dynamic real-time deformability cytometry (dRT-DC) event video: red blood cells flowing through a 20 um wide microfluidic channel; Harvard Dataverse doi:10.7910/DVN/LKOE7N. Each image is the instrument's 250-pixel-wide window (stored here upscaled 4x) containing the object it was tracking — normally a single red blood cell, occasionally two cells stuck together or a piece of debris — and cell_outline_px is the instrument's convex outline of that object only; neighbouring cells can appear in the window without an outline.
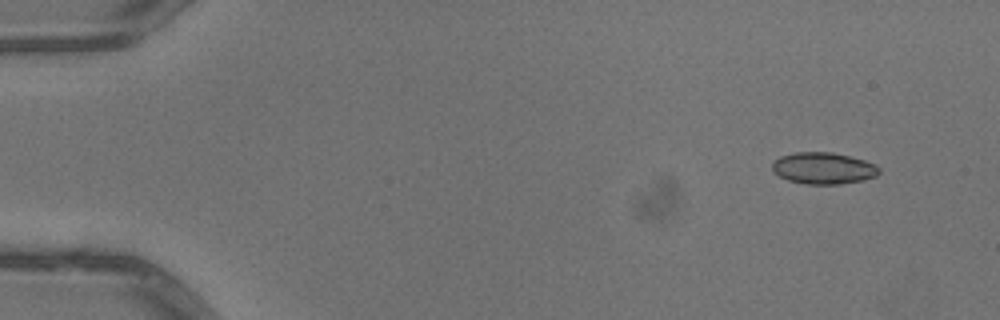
{"species": "common noctule bat (a hibernating species)", "species_latin": "Nyctalus noctula", "temperature_condition": "warm", "stored_images_in_passage": 48, "camera_frame_rate_fps": 3000, "um_per_image_px": 0.085, "animal": {"sex": "male", "body_mass_g": 13.3}, "frame": {"image": 1, "passage_image": 1, "time_ms": 0.0, "image_size_px": [1000, 320], "cell_outline_px": [[880, 172], [876, 176], [864, 180], [840, 184], [808, 184], [788, 180], [780, 176], [772, 168], [772, 164], [780, 156], [796, 152], [832, 152], [864, 160], [876, 164], [880, 168]], "centroid_in_image_um": [70.03, 14.3], "position_along_channel_um": 15.0, "area_um2": 19.59}}
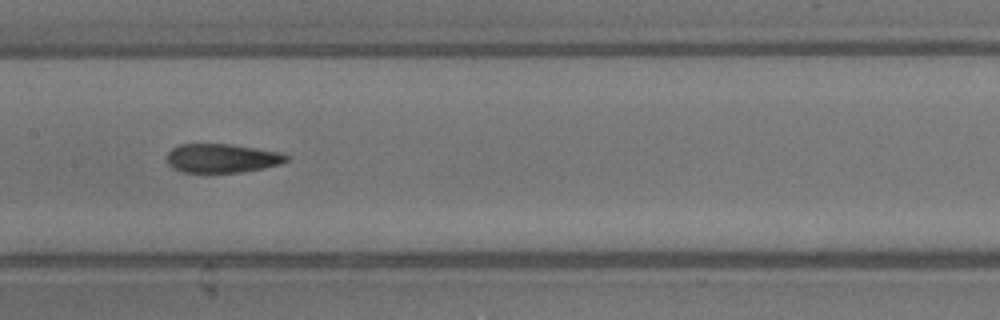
{"frame": {"image": 2, "passage_image": 23, "time_ms": 7.333, "image_size_px": [1000, 320], "cell_outline_px": [[288, 160], [280, 164], [240, 172], [180, 172], [172, 168], [168, 164], [168, 152], [172, 148], [180, 144], [228, 144], [280, 152], [288, 156]], "centroid_in_image_um": [18.83, 13.45], "position_along_channel_um": 188.6, "area_um2": 19.88}}
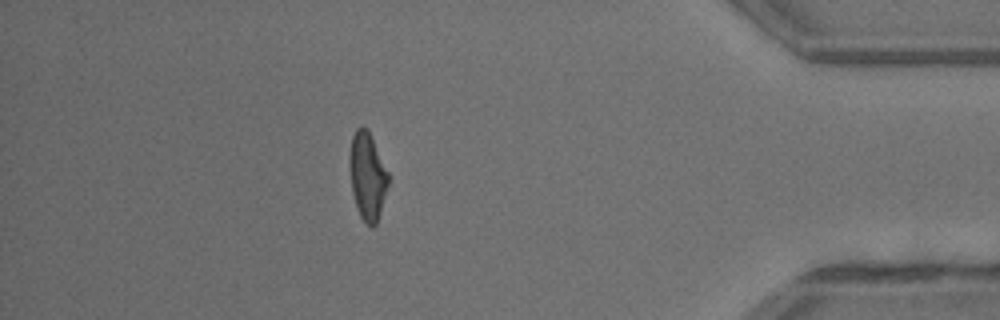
{"frame": {"image": 3, "passage_image": 42, "time_ms": 13.667, "image_size_px": [1000, 320], "cell_outline_px": [[388, 184], [380, 212], [376, 224], [372, 228], [360, 216], [356, 208], [352, 192], [348, 160], [352, 136], [356, 128], [368, 128], [388, 172]], "centroid_in_image_um": [31.21, 14.95], "position_along_channel_um": 404.0, "area_um2": 19.65}, "authors_computed_cell_mechanics": {"area_um2": 20.3167, "velocity_mm_per_s": 4.0863, "shape_relaxation_time_tau1_ms": 6.2926, "shape_relaxation_time_tau2_ms": 1.831, "deformation_change_tau1": 0.2341, "deformation_change_tau2": 0.1004}}